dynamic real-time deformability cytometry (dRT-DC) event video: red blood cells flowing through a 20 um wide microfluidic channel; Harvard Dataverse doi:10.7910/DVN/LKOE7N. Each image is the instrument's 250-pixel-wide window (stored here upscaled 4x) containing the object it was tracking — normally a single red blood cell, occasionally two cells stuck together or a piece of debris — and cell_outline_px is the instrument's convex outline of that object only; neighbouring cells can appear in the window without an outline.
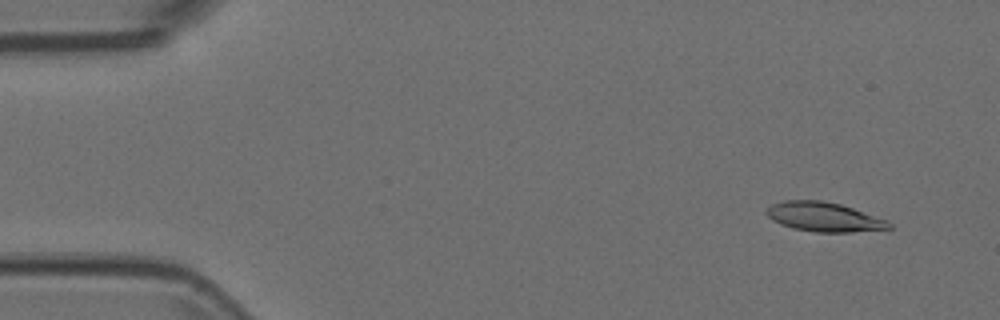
{"species": "Egyptian fruit bat (a non-hibernating species)", "species_latin": "Rousettus aegyptiacus", "temperature_condition": "room temperature", "stored_images_in_passage": 53, "camera_frame_rate_fps": 3000, "um_per_image_px": 0.085, "animal": {"sex": "female"}, "frame": {"image": 1, "passage_image": 4, "time_ms": 1.0, "image_size_px": [1000, 320], "cell_outline_px": [[892, 228], [852, 232], [816, 232], [792, 228], [780, 224], [772, 220], [764, 212], [772, 204], [784, 200], [824, 200], [840, 204], [888, 220], [892, 224]], "centroid_in_image_um": [70.03, 18.44], "position_along_channel_um": 15.0, "area_um2": 20.98}}
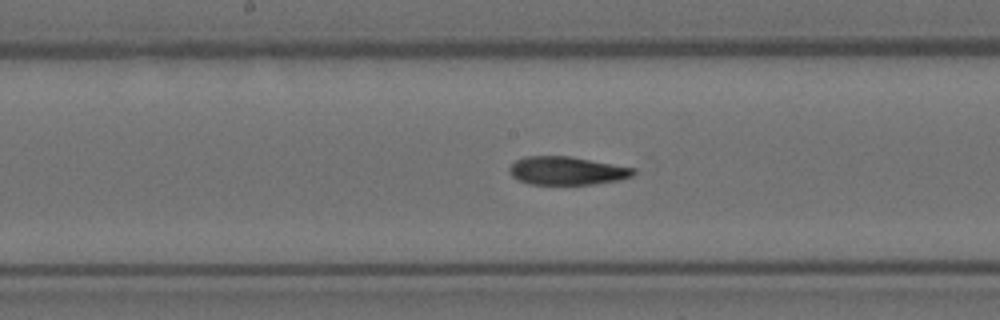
{"frame": {"image": 2, "passage_image": 27, "time_ms": 8.667, "image_size_px": [1000, 320], "cell_outline_px": [[636, 172], [632, 176], [620, 180], [592, 184], [528, 184], [516, 180], [508, 172], [508, 168], [516, 160], [524, 156], [568, 156], [636, 168]], "centroid_in_image_um": [48.15, 14.51], "position_along_channel_um": 200.0, "area_um2": 20.52}}
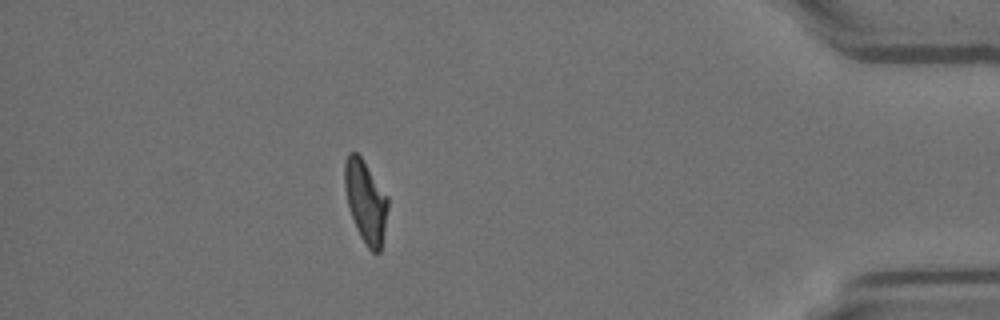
{"frame": {"image": 3, "passage_image": 47, "time_ms": 15.333, "image_size_px": [1000, 320], "cell_outline_px": [[388, 208], [380, 252], [372, 252], [368, 248], [360, 236], [356, 228], [348, 204], [344, 188], [344, 160], [348, 152], [356, 152], [360, 156], [388, 196]], "centroid_in_image_um": [31.07, 17.1], "position_along_channel_um": 404.1, "area_um2": 20.58}}